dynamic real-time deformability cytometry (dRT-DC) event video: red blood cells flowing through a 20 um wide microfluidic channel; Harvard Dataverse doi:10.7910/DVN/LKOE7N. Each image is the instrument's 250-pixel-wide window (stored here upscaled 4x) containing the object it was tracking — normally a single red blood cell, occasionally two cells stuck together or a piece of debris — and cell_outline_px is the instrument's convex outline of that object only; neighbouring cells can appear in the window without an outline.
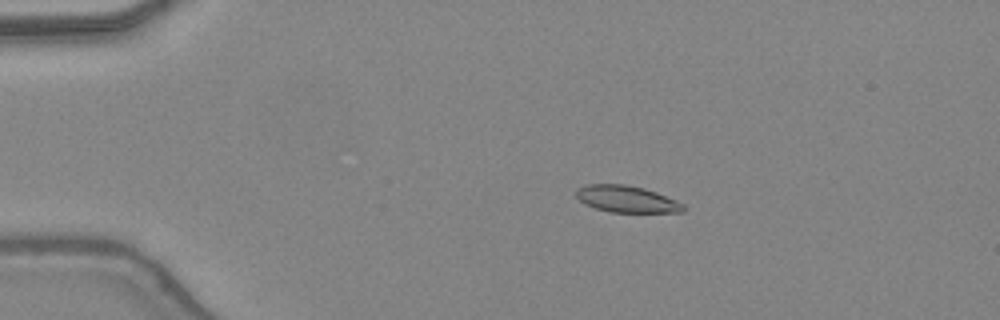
{"species": "common noctule bat (a hibernating species)", "species_latin": "Nyctalus noctula", "temperature_condition": "warm", "stored_images_in_passage": 47, "camera_frame_rate_fps": 3000, "um_per_image_px": 0.085, "animal": {"sex": "female", "body_mass_g": 24.6, "forearm_length_mm": 56.2}, "frame": {"image": 1, "passage_image": 9, "time_ms": 2.667, "image_size_px": [1000, 320], "cell_outline_px": [[684, 212], [608, 212], [584, 204], [576, 196], [576, 188], [588, 184], [624, 184], [644, 188], [656, 192], [676, 200], [684, 204]], "centroid_in_image_um": [53.25, 16.92], "position_along_channel_um": 31.8, "area_um2": 16.7}}
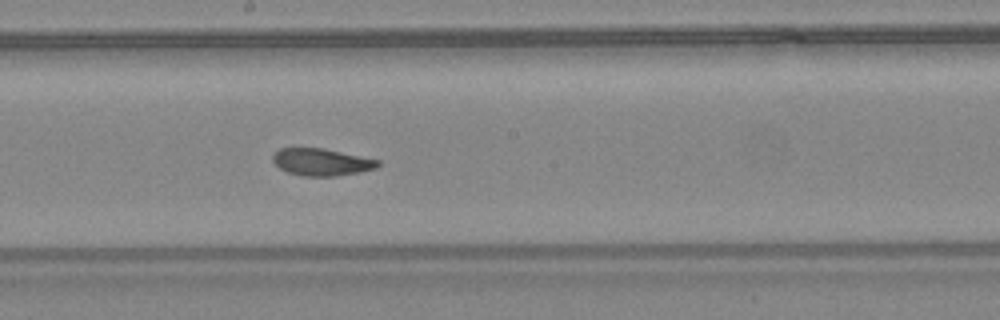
{"frame": {"image": 2, "passage_image": 26, "time_ms": 8.333, "image_size_px": [1000, 320], "cell_outline_px": [[380, 164], [376, 168], [360, 172], [336, 176], [304, 176], [288, 172], [280, 168], [272, 160], [272, 156], [280, 148], [324, 148], [380, 160]], "centroid_in_image_um": [27.35, 13.77], "position_along_channel_um": 220.9, "area_um2": 16.59}}
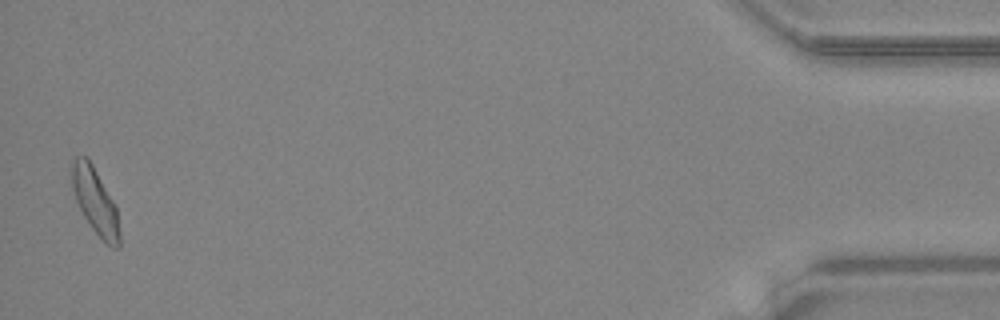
{"frame": {"image": 3, "passage_image": 46, "time_ms": 15.0, "image_size_px": [1000, 320], "cell_outline_px": [[120, 248], [112, 248], [104, 244], [92, 228], [84, 216], [76, 200], [72, 188], [72, 160], [76, 156], [88, 156], [116, 204], [120, 232]], "centroid_in_image_um": [8.13, 17.12], "position_along_channel_um": 427.1, "area_um2": 18.67}, "authors_computed_cell_mechanics": {"area_um2": 17.3978, "velocity_mm_per_s": 4.4177, "shape_relaxation_time_tau1_ms": 3.3665, "shape_relaxation_time_tau2_ms": 2.113, "deformation_change_tau1": 0.127, "deformation_change_tau2": 0.0724}}